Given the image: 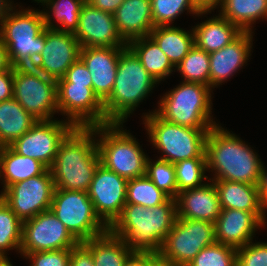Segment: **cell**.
Returning <instances> with one entry per match:
<instances>
[{"mask_svg": "<svg viewBox=\"0 0 267 266\" xmlns=\"http://www.w3.org/2000/svg\"><path fill=\"white\" fill-rule=\"evenodd\" d=\"M176 220L177 206L173 198L152 208L125 204L109 230L122 238L133 253L159 254Z\"/></svg>", "mask_w": 267, "mask_h": 266, "instance_id": "obj_1", "label": "cell"}, {"mask_svg": "<svg viewBox=\"0 0 267 266\" xmlns=\"http://www.w3.org/2000/svg\"><path fill=\"white\" fill-rule=\"evenodd\" d=\"M96 126L74 127L62 140L52 166L55 189L88 192L100 164Z\"/></svg>", "mask_w": 267, "mask_h": 266, "instance_id": "obj_2", "label": "cell"}, {"mask_svg": "<svg viewBox=\"0 0 267 266\" xmlns=\"http://www.w3.org/2000/svg\"><path fill=\"white\" fill-rule=\"evenodd\" d=\"M208 180H229L258 185L263 162L259 155L237 135L221 125L208 131L205 141Z\"/></svg>", "mask_w": 267, "mask_h": 266, "instance_id": "obj_3", "label": "cell"}, {"mask_svg": "<svg viewBox=\"0 0 267 266\" xmlns=\"http://www.w3.org/2000/svg\"><path fill=\"white\" fill-rule=\"evenodd\" d=\"M159 84L127 45L121 50L112 93L103 102L109 123H125L130 114ZM145 98V99H144Z\"/></svg>", "mask_w": 267, "mask_h": 266, "instance_id": "obj_4", "label": "cell"}, {"mask_svg": "<svg viewBox=\"0 0 267 266\" xmlns=\"http://www.w3.org/2000/svg\"><path fill=\"white\" fill-rule=\"evenodd\" d=\"M15 8L1 22L0 38L12 67L32 66L45 45L44 14L29 7L19 11Z\"/></svg>", "mask_w": 267, "mask_h": 266, "instance_id": "obj_5", "label": "cell"}, {"mask_svg": "<svg viewBox=\"0 0 267 266\" xmlns=\"http://www.w3.org/2000/svg\"><path fill=\"white\" fill-rule=\"evenodd\" d=\"M213 90L201 83L183 82L166 92L155 112L164 120L190 128H213Z\"/></svg>", "mask_w": 267, "mask_h": 266, "instance_id": "obj_6", "label": "cell"}, {"mask_svg": "<svg viewBox=\"0 0 267 266\" xmlns=\"http://www.w3.org/2000/svg\"><path fill=\"white\" fill-rule=\"evenodd\" d=\"M150 141L162 152L159 159L175 164L181 160L206 158L205 141L211 128H190L170 123L155 110L142 116Z\"/></svg>", "mask_w": 267, "mask_h": 266, "instance_id": "obj_7", "label": "cell"}, {"mask_svg": "<svg viewBox=\"0 0 267 266\" xmlns=\"http://www.w3.org/2000/svg\"><path fill=\"white\" fill-rule=\"evenodd\" d=\"M123 123L96 125L100 163L127 180L146 175L148 156Z\"/></svg>", "mask_w": 267, "mask_h": 266, "instance_id": "obj_8", "label": "cell"}, {"mask_svg": "<svg viewBox=\"0 0 267 266\" xmlns=\"http://www.w3.org/2000/svg\"><path fill=\"white\" fill-rule=\"evenodd\" d=\"M50 210L78 242H85L109 230L96 214L88 192L55 189Z\"/></svg>", "mask_w": 267, "mask_h": 266, "instance_id": "obj_9", "label": "cell"}, {"mask_svg": "<svg viewBox=\"0 0 267 266\" xmlns=\"http://www.w3.org/2000/svg\"><path fill=\"white\" fill-rule=\"evenodd\" d=\"M13 98L38 121L53 120L58 113L57 81L32 66L13 67Z\"/></svg>", "mask_w": 267, "mask_h": 266, "instance_id": "obj_10", "label": "cell"}, {"mask_svg": "<svg viewBox=\"0 0 267 266\" xmlns=\"http://www.w3.org/2000/svg\"><path fill=\"white\" fill-rule=\"evenodd\" d=\"M215 242L214 223L177 218L159 255L178 266H187L203 248Z\"/></svg>", "mask_w": 267, "mask_h": 266, "instance_id": "obj_11", "label": "cell"}, {"mask_svg": "<svg viewBox=\"0 0 267 266\" xmlns=\"http://www.w3.org/2000/svg\"><path fill=\"white\" fill-rule=\"evenodd\" d=\"M55 190L50 169L43 174L9 185L0 197L22 221L50 210Z\"/></svg>", "mask_w": 267, "mask_h": 266, "instance_id": "obj_12", "label": "cell"}, {"mask_svg": "<svg viewBox=\"0 0 267 266\" xmlns=\"http://www.w3.org/2000/svg\"><path fill=\"white\" fill-rule=\"evenodd\" d=\"M64 120L37 121L29 131L9 146L18 154L40 161L49 169L60 143L75 127L71 122Z\"/></svg>", "mask_w": 267, "mask_h": 266, "instance_id": "obj_13", "label": "cell"}, {"mask_svg": "<svg viewBox=\"0 0 267 266\" xmlns=\"http://www.w3.org/2000/svg\"><path fill=\"white\" fill-rule=\"evenodd\" d=\"M58 113L67 116L75 127H93L107 124L103 102L93 87L57 83Z\"/></svg>", "mask_w": 267, "mask_h": 266, "instance_id": "obj_14", "label": "cell"}, {"mask_svg": "<svg viewBox=\"0 0 267 266\" xmlns=\"http://www.w3.org/2000/svg\"><path fill=\"white\" fill-rule=\"evenodd\" d=\"M78 243L54 213L47 210L23 222L20 254L73 248Z\"/></svg>", "mask_w": 267, "mask_h": 266, "instance_id": "obj_15", "label": "cell"}, {"mask_svg": "<svg viewBox=\"0 0 267 266\" xmlns=\"http://www.w3.org/2000/svg\"><path fill=\"white\" fill-rule=\"evenodd\" d=\"M127 181L101 163L95 171L88 195L96 214L108 227L121 215L126 204Z\"/></svg>", "mask_w": 267, "mask_h": 266, "instance_id": "obj_16", "label": "cell"}, {"mask_svg": "<svg viewBox=\"0 0 267 266\" xmlns=\"http://www.w3.org/2000/svg\"><path fill=\"white\" fill-rule=\"evenodd\" d=\"M80 49L73 33L45 28V45L32 67L57 81L79 59Z\"/></svg>", "mask_w": 267, "mask_h": 266, "instance_id": "obj_17", "label": "cell"}, {"mask_svg": "<svg viewBox=\"0 0 267 266\" xmlns=\"http://www.w3.org/2000/svg\"><path fill=\"white\" fill-rule=\"evenodd\" d=\"M80 47H117L127 46L118 33L112 13L102 11L85 1L73 33Z\"/></svg>", "mask_w": 267, "mask_h": 266, "instance_id": "obj_18", "label": "cell"}, {"mask_svg": "<svg viewBox=\"0 0 267 266\" xmlns=\"http://www.w3.org/2000/svg\"><path fill=\"white\" fill-rule=\"evenodd\" d=\"M265 212H247L238 209H221L214 223L216 242L234 248L242 247L251 241L256 230L266 225Z\"/></svg>", "mask_w": 267, "mask_h": 266, "instance_id": "obj_19", "label": "cell"}, {"mask_svg": "<svg viewBox=\"0 0 267 266\" xmlns=\"http://www.w3.org/2000/svg\"><path fill=\"white\" fill-rule=\"evenodd\" d=\"M117 47H84L79 59L91 75L92 87L97 97L104 102L112 93L121 50Z\"/></svg>", "mask_w": 267, "mask_h": 266, "instance_id": "obj_20", "label": "cell"}, {"mask_svg": "<svg viewBox=\"0 0 267 266\" xmlns=\"http://www.w3.org/2000/svg\"><path fill=\"white\" fill-rule=\"evenodd\" d=\"M254 32L243 31L230 44L209 53L210 88L222 85L244 66L251 56Z\"/></svg>", "mask_w": 267, "mask_h": 266, "instance_id": "obj_21", "label": "cell"}, {"mask_svg": "<svg viewBox=\"0 0 267 266\" xmlns=\"http://www.w3.org/2000/svg\"><path fill=\"white\" fill-rule=\"evenodd\" d=\"M210 183L180 191L176 197L177 218L215 223L221 206L213 180Z\"/></svg>", "mask_w": 267, "mask_h": 266, "instance_id": "obj_22", "label": "cell"}, {"mask_svg": "<svg viewBox=\"0 0 267 266\" xmlns=\"http://www.w3.org/2000/svg\"><path fill=\"white\" fill-rule=\"evenodd\" d=\"M113 16L118 33L127 44L149 36L155 28L150 0H124Z\"/></svg>", "mask_w": 267, "mask_h": 266, "instance_id": "obj_23", "label": "cell"}, {"mask_svg": "<svg viewBox=\"0 0 267 266\" xmlns=\"http://www.w3.org/2000/svg\"><path fill=\"white\" fill-rule=\"evenodd\" d=\"M221 209H238L247 212H266L258 185L229 180H213Z\"/></svg>", "mask_w": 267, "mask_h": 266, "instance_id": "obj_24", "label": "cell"}, {"mask_svg": "<svg viewBox=\"0 0 267 266\" xmlns=\"http://www.w3.org/2000/svg\"><path fill=\"white\" fill-rule=\"evenodd\" d=\"M194 45L207 53L218 51L230 44L243 31L224 17L218 16L197 24L192 28Z\"/></svg>", "mask_w": 267, "mask_h": 266, "instance_id": "obj_25", "label": "cell"}, {"mask_svg": "<svg viewBox=\"0 0 267 266\" xmlns=\"http://www.w3.org/2000/svg\"><path fill=\"white\" fill-rule=\"evenodd\" d=\"M47 168L31 157L15 152L10 146L0 147V179L3 189L17 182L43 174ZM2 177V178H1Z\"/></svg>", "mask_w": 267, "mask_h": 266, "instance_id": "obj_26", "label": "cell"}, {"mask_svg": "<svg viewBox=\"0 0 267 266\" xmlns=\"http://www.w3.org/2000/svg\"><path fill=\"white\" fill-rule=\"evenodd\" d=\"M37 121L14 98L0 102V147L11 145Z\"/></svg>", "mask_w": 267, "mask_h": 266, "instance_id": "obj_27", "label": "cell"}, {"mask_svg": "<svg viewBox=\"0 0 267 266\" xmlns=\"http://www.w3.org/2000/svg\"><path fill=\"white\" fill-rule=\"evenodd\" d=\"M82 243L91 251L94 266H124L133 254L123 239L110 230Z\"/></svg>", "mask_w": 267, "mask_h": 266, "instance_id": "obj_28", "label": "cell"}, {"mask_svg": "<svg viewBox=\"0 0 267 266\" xmlns=\"http://www.w3.org/2000/svg\"><path fill=\"white\" fill-rule=\"evenodd\" d=\"M174 66H177L194 46L193 30L180 27L157 26L149 34Z\"/></svg>", "mask_w": 267, "mask_h": 266, "instance_id": "obj_29", "label": "cell"}, {"mask_svg": "<svg viewBox=\"0 0 267 266\" xmlns=\"http://www.w3.org/2000/svg\"><path fill=\"white\" fill-rule=\"evenodd\" d=\"M127 45L135 52L143 67L158 83L164 81L173 71L175 72V66L150 36L134 39Z\"/></svg>", "mask_w": 267, "mask_h": 266, "instance_id": "obj_30", "label": "cell"}, {"mask_svg": "<svg viewBox=\"0 0 267 266\" xmlns=\"http://www.w3.org/2000/svg\"><path fill=\"white\" fill-rule=\"evenodd\" d=\"M219 12L242 31L252 32L256 20L267 19V0H222Z\"/></svg>", "mask_w": 267, "mask_h": 266, "instance_id": "obj_31", "label": "cell"}, {"mask_svg": "<svg viewBox=\"0 0 267 266\" xmlns=\"http://www.w3.org/2000/svg\"><path fill=\"white\" fill-rule=\"evenodd\" d=\"M41 5H46L44 14L45 27L64 32L74 33L78 27L81 8L86 0H34ZM52 13V14H51ZM54 16V18H52ZM55 19L59 23L54 24ZM53 21V22H52ZM59 25V26H58Z\"/></svg>", "mask_w": 267, "mask_h": 266, "instance_id": "obj_32", "label": "cell"}, {"mask_svg": "<svg viewBox=\"0 0 267 266\" xmlns=\"http://www.w3.org/2000/svg\"><path fill=\"white\" fill-rule=\"evenodd\" d=\"M170 197L161 191L146 175L129 179L126 189V204H139L152 208L166 203Z\"/></svg>", "mask_w": 267, "mask_h": 266, "instance_id": "obj_33", "label": "cell"}, {"mask_svg": "<svg viewBox=\"0 0 267 266\" xmlns=\"http://www.w3.org/2000/svg\"><path fill=\"white\" fill-rule=\"evenodd\" d=\"M175 69L182 75L183 82L201 83L210 87L209 53L195 45Z\"/></svg>", "mask_w": 267, "mask_h": 266, "instance_id": "obj_34", "label": "cell"}, {"mask_svg": "<svg viewBox=\"0 0 267 266\" xmlns=\"http://www.w3.org/2000/svg\"><path fill=\"white\" fill-rule=\"evenodd\" d=\"M23 222L0 197V257H7L9 250L20 253Z\"/></svg>", "mask_w": 267, "mask_h": 266, "instance_id": "obj_35", "label": "cell"}, {"mask_svg": "<svg viewBox=\"0 0 267 266\" xmlns=\"http://www.w3.org/2000/svg\"><path fill=\"white\" fill-rule=\"evenodd\" d=\"M154 27L170 26L185 10L195 16L211 12H200L191 0H150ZM171 23V24H170Z\"/></svg>", "mask_w": 267, "mask_h": 266, "instance_id": "obj_36", "label": "cell"}, {"mask_svg": "<svg viewBox=\"0 0 267 266\" xmlns=\"http://www.w3.org/2000/svg\"><path fill=\"white\" fill-rule=\"evenodd\" d=\"M178 193L180 191L203 185L207 171L206 158L181 160L174 164Z\"/></svg>", "mask_w": 267, "mask_h": 266, "instance_id": "obj_37", "label": "cell"}, {"mask_svg": "<svg viewBox=\"0 0 267 266\" xmlns=\"http://www.w3.org/2000/svg\"><path fill=\"white\" fill-rule=\"evenodd\" d=\"M152 161L147 158L146 176L170 198L176 199L178 188L174 164L159 158Z\"/></svg>", "mask_w": 267, "mask_h": 266, "instance_id": "obj_38", "label": "cell"}, {"mask_svg": "<svg viewBox=\"0 0 267 266\" xmlns=\"http://www.w3.org/2000/svg\"><path fill=\"white\" fill-rule=\"evenodd\" d=\"M187 266H236V248L215 242L203 248Z\"/></svg>", "mask_w": 267, "mask_h": 266, "instance_id": "obj_39", "label": "cell"}, {"mask_svg": "<svg viewBox=\"0 0 267 266\" xmlns=\"http://www.w3.org/2000/svg\"><path fill=\"white\" fill-rule=\"evenodd\" d=\"M236 266H267V243L251 241L237 248Z\"/></svg>", "mask_w": 267, "mask_h": 266, "instance_id": "obj_40", "label": "cell"}, {"mask_svg": "<svg viewBox=\"0 0 267 266\" xmlns=\"http://www.w3.org/2000/svg\"><path fill=\"white\" fill-rule=\"evenodd\" d=\"M24 258L29 259L30 266H70L71 248L29 252Z\"/></svg>", "mask_w": 267, "mask_h": 266, "instance_id": "obj_41", "label": "cell"}, {"mask_svg": "<svg viewBox=\"0 0 267 266\" xmlns=\"http://www.w3.org/2000/svg\"><path fill=\"white\" fill-rule=\"evenodd\" d=\"M57 83H73L74 85H86V87H92L90 72L80 59L67 69L65 76L58 79Z\"/></svg>", "mask_w": 267, "mask_h": 266, "instance_id": "obj_42", "label": "cell"}, {"mask_svg": "<svg viewBox=\"0 0 267 266\" xmlns=\"http://www.w3.org/2000/svg\"><path fill=\"white\" fill-rule=\"evenodd\" d=\"M70 266H94L91 251L82 242L71 248Z\"/></svg>", "mask_w": 267, "mask_h": 266, "instance_id": "obj_43", "label": "cell"}, {"mask_svg": "<svg viewBox=\"0 0 267 266\" xmlns=\"http://www.w3.org/2000/svg\"><path fill=\"white\" fill-rule=\"evenodd\" d=\"M14 76L13 67L0 72V102L13 98Z\"/></svg>", "mask_w": 267, "mask_h": 266, "instance_id": "obj_44", "label": "cell"}, {"mask_svg": "<svg viewBox=\"0 0 267 266\" xmlns=\"http://www.w3.org/2000/svg\"><path fill=\"white\" fill-rule=\"evenodd\" d=\"M102 11L114 13L124 0H86Z\"/></svg>", "mask_w": 267, "mask_h": 266, "instance_id": "obj_45", "label": "cell"}, {"mask_svg": "<svg viewBox=\"0 0 267 266\" xmlns=\"http://www.w3.org/2000/svg\"><path fill=\"white\" fill-rule=\"evenodd\" d=\"M124 266H149V253H133Z\"/></svg>", "mask_w": 267, "mask_h": 266, "instance_id": "obj_46", "label": "cell"}, {"mask_svg": "<svg viewBox=\"0 0 267 266\" xmlns=\"http://www.w3.org/2000/svg\"><path fill=\"white\" fill-rule=\"evenodd\" d=\"M200 12H211L220 6L222 0H191Z\"/></svg>", "mask_w": 267, "mask_h": 266, "instance_id": "obj_47", "label": "cell"}, {"mask_svg": "<svg viewBox=\"0 0 267 266\" xmlns=\"http://www.w3.org/2000/svg\"><path fill=\"white\" fill-rule=\"evenodd\" d=\"M258 189L260 192V197L264 203V206L267 208V170L262 164L261 170H260V179L258 183Z\"/></svg>", "mask_w": 267, "mask_h": 266, "instance_id": "obj_48", "label": "cell"}, {"mask_svg": "<svg viewBox=\"0 0 267 266\" xmlns=\"http://www.w3.org/2000/svg\"><path fill=\"white\" fill-rule=\"evenodd\" d=\"M11 67L7 49L0 38V72L10 69Z\"/></svg>", "mask_w": 267, "mask_h": 266, "instance_id": "obj_49", "label": "cell"}, {"mask_svg": "<svg viewBox=\"0 0 267 266\" xmlns=\"http://www.w3.org/2000/svg\"><path fill=\"white\" fill-rule=\"evenodd\" d=\"M149 266H178L172 261L163 259L159 254L149 253Z\"/></svg>", "mask_w": 267, "mask_h": 266, "instance_id": "obj_50", "label": "cell"}, {"mask_svg": "<svg viewBox=\"0 0 267 266\" xmlns=\"http://www.w3.org/2000/svg\"><path fill=\"white\" fill-rule=\"evenodd\" d=\"M13 1L0 0V24L6 18L10 9L13 7Z\"/></svg>", "mask_w": 267, "mask_h": 266, "instance_id": "obj_51", "label": "cell"}, {"mask_svg": "<svg viewBox=\"0 0 267 266\" xmlns=\"http://www.w3.org/2000/svg\"><path fill=\"white\" fill-rule=\"evenodd\" d=\"M0 266H13L8 257H0Z\"/></svg>", "mask_w": 267, "mask_h": 266, "instance_id": "obj_52", "label": "cell"}]
</instances>
